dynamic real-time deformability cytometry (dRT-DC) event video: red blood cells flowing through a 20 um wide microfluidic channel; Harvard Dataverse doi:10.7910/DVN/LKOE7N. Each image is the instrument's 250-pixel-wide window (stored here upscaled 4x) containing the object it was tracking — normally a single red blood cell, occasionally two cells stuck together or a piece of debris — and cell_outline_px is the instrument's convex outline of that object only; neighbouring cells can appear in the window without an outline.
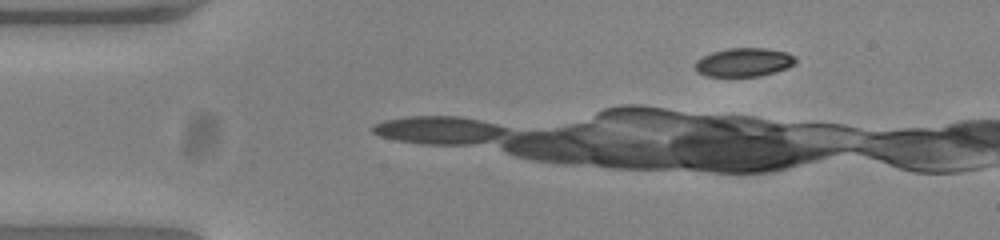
{"species": "common noctule bat (a hibernating species)", "species_latin": "Nyctalus noctula", "temperature_condition": "warm", "stored_images_in_passage": 6, "camera_frame_rate_fps": 3000, "um_per_image_px": 0.085, "animal": {"sex": "female", "body_mass_g": 23.0, "forearm_length_mm": 53.4}, "frame": {"image": 1, "passage_image": 1, "time_ms": 0.0, "image_size_px": [1000, 240], "cell_outline_px": [[796, 64], [788, 68], [760, 76], [708, 76], [696, 72], [696, 60], [712, 52], [728, 48], [764, 48], [788, 52], [796, 56]], "centroid_in_image_um": [63.28, 5.29], "position_along_channel_um": 21.7, "area_um2": 16.82}}
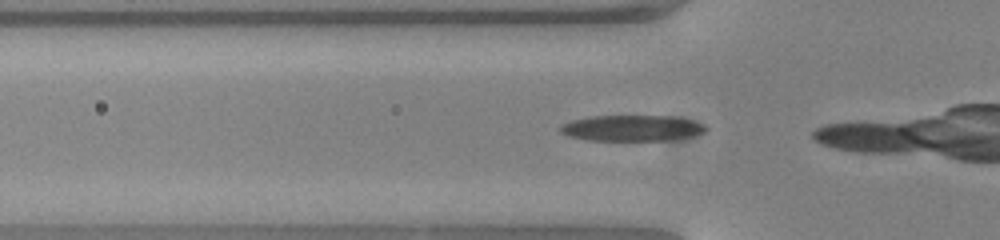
{"frame": {"image": 2, "passage_image": 4, "time_ms": 1.0, "image_size_px": [1000, 240], "cell_outline_px": [[708, 128], [704, 132], [692, 136], [676, 140], [588, 140], [568, 136], [560, 132], [560, 124], [572, 120], [592, 116], [672, 116], [704, 124]], "centroid_in_image_um": [53.7, 10.89], "position_along_channel_um": 72.1, "area_um2": 21.96}}